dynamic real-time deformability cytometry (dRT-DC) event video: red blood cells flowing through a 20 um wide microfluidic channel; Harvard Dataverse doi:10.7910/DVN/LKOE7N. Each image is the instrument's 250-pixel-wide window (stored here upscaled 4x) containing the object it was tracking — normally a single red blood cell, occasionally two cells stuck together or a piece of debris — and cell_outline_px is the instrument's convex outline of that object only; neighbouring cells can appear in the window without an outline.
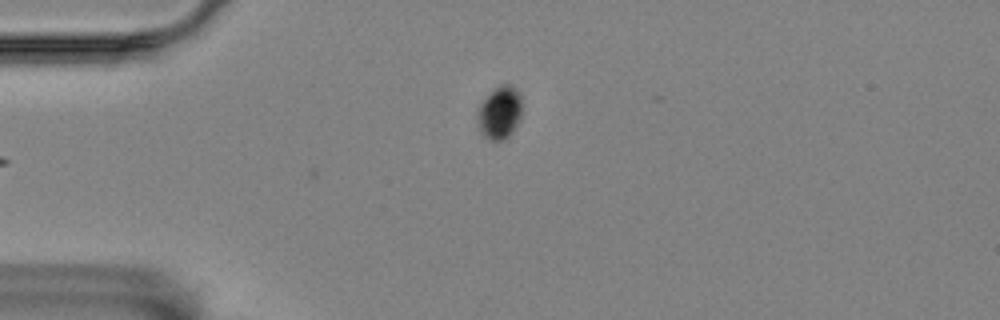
{"species": "Egyptian fruit bat (a non-hibernating species)", "species_latin": "Rousettus aegyptiacus", "temperature_condition": "room temperature", "stored_images_in_passage": 5, "camera_frame_rate_fps": 3000, "um_per_image_px": 0.085, "animal": {"sex": "female"}, "frame": {"image": 1, "passage_image": 5, "time_ms": 1.333, "image_size_px": [1000, 320], "cell_outline_px": [[520, 120], [512, 132], [504, 140], [492, 140], [484, 136], [480, 132], [476, 116], [476, 112], [480, 104], [500, 84], [512, 84], [516, 88], [520, 96]], "centroid_in_image_um": [42.46, 9.58], "position_along_channel_um": 42.5, "area_um2": 13.58}}